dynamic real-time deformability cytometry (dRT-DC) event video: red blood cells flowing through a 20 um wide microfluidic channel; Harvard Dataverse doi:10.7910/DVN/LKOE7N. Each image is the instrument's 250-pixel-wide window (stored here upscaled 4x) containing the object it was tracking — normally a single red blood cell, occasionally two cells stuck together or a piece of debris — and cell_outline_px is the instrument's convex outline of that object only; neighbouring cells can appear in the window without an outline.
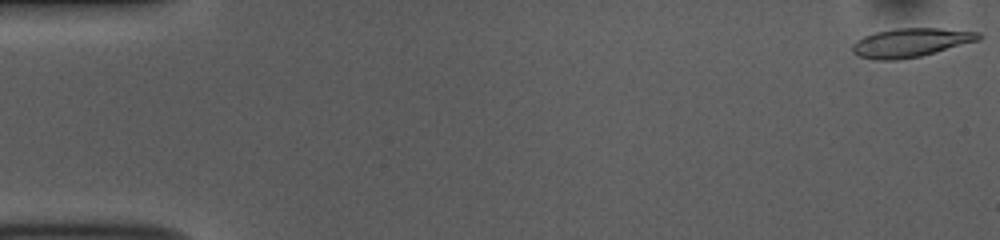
{"species": "common noctule bat (a hibernating species)", "species_latin": "Nyctalus noctula", "temperature_condition": "room temperature", "stored_images_in_passage": 52, "camera_frame_rate_fps": 3000, "um_per_image_px": 0.085, "animal": {"sex": "female", "body_mass_g": 10.0, "forearm_length_mm": 53.1}, "frame": {"image": 1, "passage_image": 1, "time_ms": 0.0, "image_size_px": [1000, 240], "cell_outline_px": [[984, 36], [980, 40], [936, 52], [920, 56], [896, 60], [876, 60], [856, 56], [852, 52], [852, 44], [856, 40], [864, 36], [876, 32], [896, 28], [940, 28], [980, 32]], "centroid_in_image_um": [77.41, 3.62], "position_along_channel_um": 7.6, "area_um2": 21.39}}
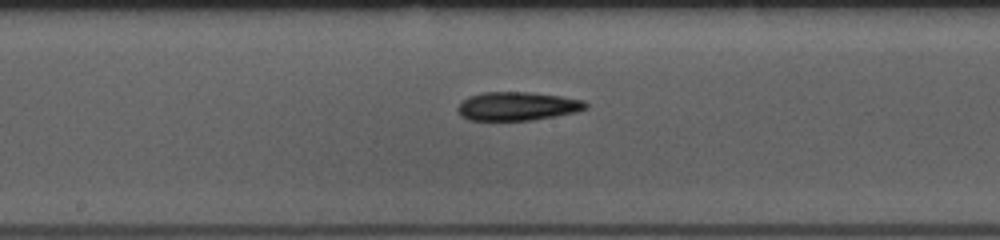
{"frame": {"image": 2, "passage_image": 27, "time_ms": 8.667, "image_size_px": [1000, 240], "cell_outline_px": [[588, 108], [576, 112], [532, 120], [468, 120], [460, 116], [456, 108], [468, 96], [484, 92], [528, 92], [560, 96], [584, 100], [588, 104]], "centroid_in_image_um": [43.97, 9.03], "position_along_channel_um": 204.2, "area_um2": 21.33}}
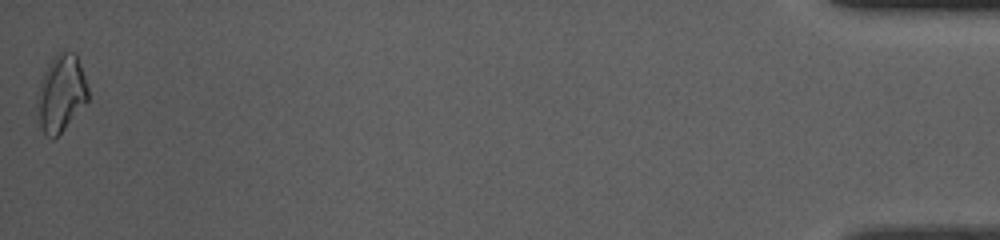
{"frame": {"image": 3, "passage_image": 52, "time_ms": 17.0, "image_size_px": [1000, 240], "cell_outline_px": [[88, 100], [64, 128], [52, 140], [44, 132], [40, 124], [36, 108], [36, 92], [44, 72], [52, 56], [64, 48], [76, 52], [88, 88]], "centroid_in_image_um": [5.17, 7.85], "position_along_channel_um": 430.0, "area_um2": 22.95}, "authors_computed_cell_mechanics": {"area_um2": 21.1548, "velocity_mm_per_s": 3.8445, "shape_relaxation_time_tau1_ms": 3.5004, "shape_relaxation_time_tau2_ms": 10.8785, "deformation_change_tau1": 0.1389, "deformation_change_tau2": 0.2137}}